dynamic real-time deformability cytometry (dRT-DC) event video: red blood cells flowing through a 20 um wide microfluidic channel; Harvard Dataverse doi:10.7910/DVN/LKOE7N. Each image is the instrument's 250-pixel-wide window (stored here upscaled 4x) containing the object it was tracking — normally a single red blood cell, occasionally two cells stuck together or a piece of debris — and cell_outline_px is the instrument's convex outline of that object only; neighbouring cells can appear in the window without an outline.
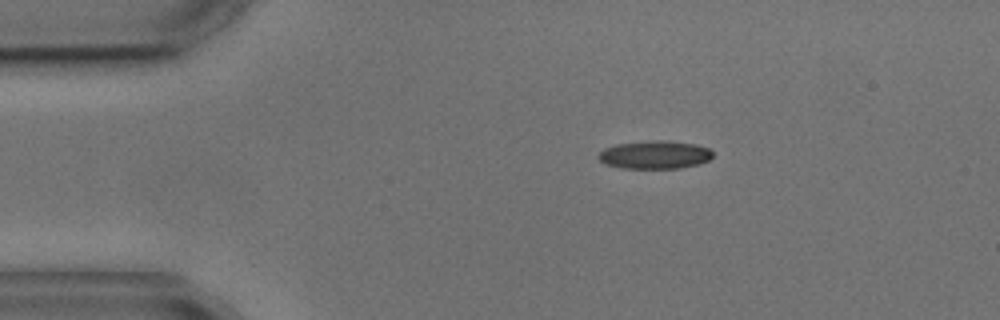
{"species": "common noctule bat (a hibernating species)", "species_latin": "Nyctalus noctula", "temperature_condition": "cold", "stored_images_in_passage": 3, "camera_frame_rate_fps": 3000, "um_per_image_px": 0.085, "animal": {"sex": "male", "body_mass_g": 17.9, "forearm_length_mm": 54.2}, "frame": {"image": 1, "passage_image": 1, "time_ms": 0.0, "image_size_px": [1000, 320], "cell_outline_px": [[712, 156], [708, 160], [700, 164], [680, 168], [624, 168], [604, 164], [596, 156], [604, 148], [616, 144], [656, 140], [668, 140], [696, 144], [708, 148], [712, 152]], "centroid_in_image_um": [55.65, 13.15], "position_along_channel_um": 29.4, "area_um2": 18.79}}